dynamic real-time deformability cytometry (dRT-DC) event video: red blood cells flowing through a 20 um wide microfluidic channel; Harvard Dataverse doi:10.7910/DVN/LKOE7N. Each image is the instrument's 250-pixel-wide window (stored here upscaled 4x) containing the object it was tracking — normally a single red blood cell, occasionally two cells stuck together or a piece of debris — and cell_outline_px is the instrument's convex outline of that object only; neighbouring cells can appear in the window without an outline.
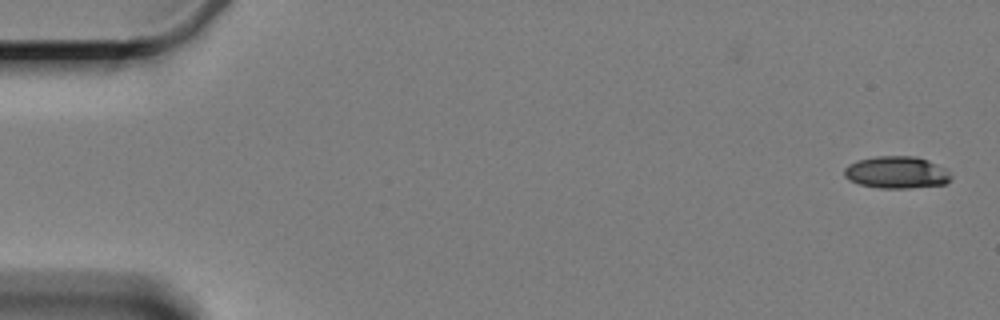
{"species": "Egyptian fruit bat (a non-hibernating species)", "species_latin": "Rousettus aegyptiacus", "temperature_condition": "cold", "stored_images_in_passage": 2, "camera_frame_rate_fps": 3000, "um_per_image_px": 0.085, "animal": {"sex": "female"}, "frame": {"image": 1, "passage_image": 2, "time_ms": 1.0, "image_size_px": [1000, 320], "cell_outline_px": [[952, 180], [944, 184], [908, 188], [880, 188], [860, 184], [848, 180], [844, 176], [844, 168], [848, 164], [860, 160], [876, 156], [912, 156], [928, 160], [944, 168], [952, 176]], "centroid_in_image_um": [76.2, 14.66], "position_along_channel_um": 8.8, "area_um2": 19.88}}